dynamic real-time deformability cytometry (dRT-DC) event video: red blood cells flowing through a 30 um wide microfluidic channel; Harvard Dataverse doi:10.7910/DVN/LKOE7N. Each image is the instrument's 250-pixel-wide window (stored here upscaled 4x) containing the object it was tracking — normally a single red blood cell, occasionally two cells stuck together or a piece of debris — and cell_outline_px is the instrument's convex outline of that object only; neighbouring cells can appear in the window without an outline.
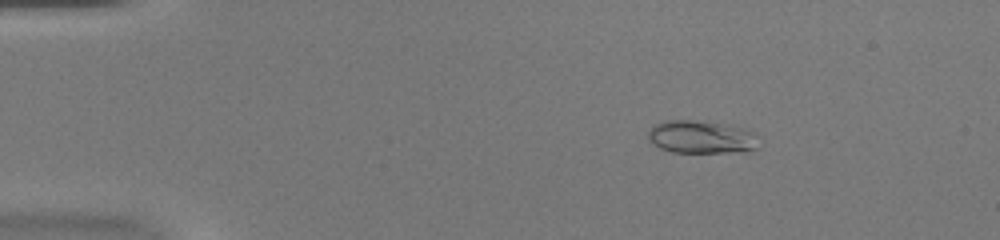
{"species": "common noctule bat (a hibernating species)", "species_latin": "Nyctalus noctula", "temperature_condition": "warm", "stored_images_in_passage": 45, "camera_frame_rate_fps": 3000, "um_per_image_px": 0.085, "animal": {"sex": "female", "body_mass_g": 20.0, "forearm_length_mm": 54.0}, "frame": {"image": 1, "passage_image": 1, "time_ms": 0.0, "image_size_px": [1000, 240], "cell_outline_px": [[756, 148], [744, 152], [672, 152], [660, 148], [652, 144], [648, 140], [648, 132], [656, 124], [664, 120], [692, 120], [720, 124], [744, 128], [756, 132]], "centroid_in_image_um": [59.59, 11.65], "position_along_channel_um": 25.4, "area_um2": 21.1}}
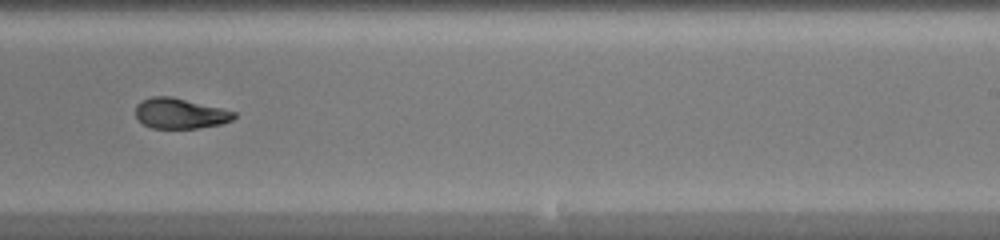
{"frame": {"image": 2, "passage_image": 26, "time_ms": 8.333, "image_size_px": [1000, 240], "cell_outline_px": [[236, 116], [232, 120], [220, 124], [200, 128], [152, 128], [144, 124], [136, 116], [136, 104], [140, 100], [152, 96], [172, 96], [236, 112]], "centroid_in_image_um": [15.29, 9.63], "position_along_channel_um": 273.7, "area_um2": 17.4}}
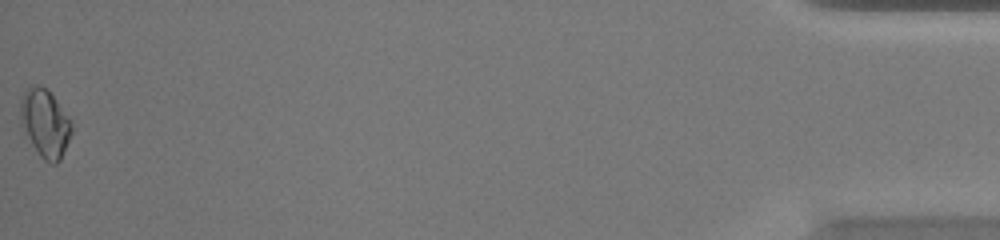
{"frame": {"image": 3, "passage_image": 45, "time_ms": 14.667, "image_size_px": [1000, 240], "cell_outline_px": [[72, 132], [60, 160], [56, 164], [52, 164], [44, 160], [40, 156], [32, 144], [20, 120], [20, 100], [24, 92], [32, 84], [36, 84], [44, 88], [56, 100], [68, 116], [72, 124]], "centroid_in_image_um": [3.83, 10.48], "position_along_channel_um": 431.4, "area_um2": 19.88}, "authors_computed_cell_mechanics": {"area_um2": 18.496, "velocity_mm_per_s": 3.9805, "shape_relaxation_time_tau1_ms": null, "shape_relaxation_time_tau2_ms": 1.8833, "deformation_change_tau1": null, "deformation_change_tau2": 0.0556}}